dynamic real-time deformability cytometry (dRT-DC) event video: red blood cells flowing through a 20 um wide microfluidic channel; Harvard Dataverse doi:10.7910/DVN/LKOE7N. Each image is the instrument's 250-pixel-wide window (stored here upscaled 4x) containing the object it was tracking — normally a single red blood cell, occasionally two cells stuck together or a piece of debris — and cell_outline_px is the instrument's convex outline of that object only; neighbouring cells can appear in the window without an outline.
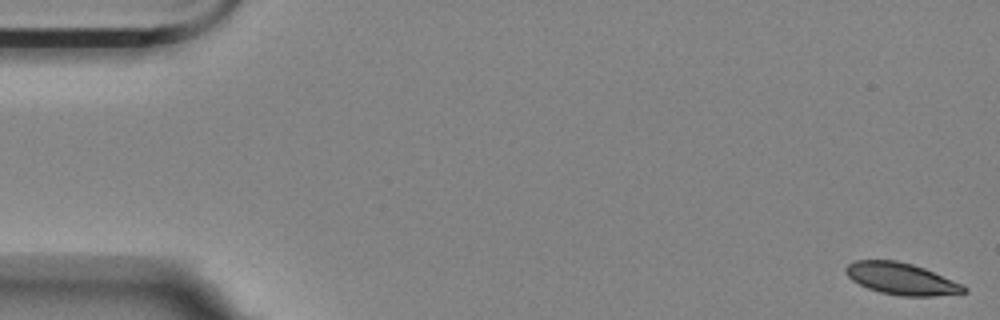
{"species": "Egyptian fruit bat (a non-hibernating species)", "species_latin": "Rousettus aegyptiacus", "temperature_condition": "room temperature", "stored_images_in_passage": 57, "camera_frame_rate_fps": 3000, "um_per_image_px": 0.085, "animal": {"sex": "female"}, "frame": {"image": 1, "passage_image": 1, "time_ms": 0.0, "image_size_px": [1000, 320], "cell_outline_px": [[968, 292], [932, 296], [900, 296], [880, 292], [868, 288], [852, 280], [844, 272], [844, 268], [848, 264], [856, 260], [896, 260], [912, 264], [924, 268], [964, 284], [968, 288]], "centroid_in_image_um": [76.63, 23.69], "position_along_channel_um": 8.4, "area_um2": 21.96}}
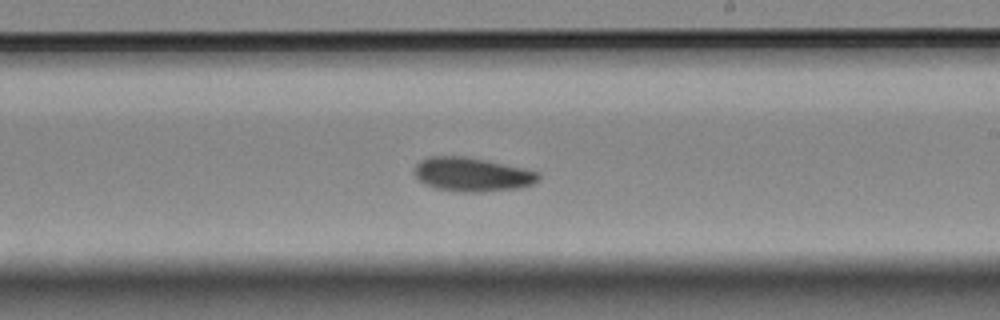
{"frame": {"image": 2, "passage_image": 33, "time_ms": 10.667, "image_size_px": [1000, 320], "cell_outline_px": [[540, 180], [532, 184], [520, 188], [480, 192], [460, 192], [436, 188], [424, 184], [416, 176], [416, 164], [420, 160], [428, 156], [464, 156], [484, 160], [540, 172]], "centroid_in_image_um": [40.14, 14.84], "position_along_channel_um": 248.9, "area_um2": 24.39}}
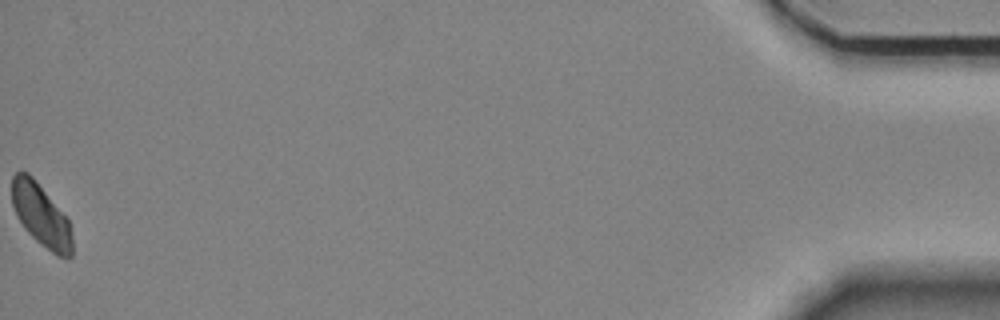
{"frame": {"image": 3, "passage_image": 57, "time_ms": 18.667, "image_size_px": [1000, 320], "cell_outline_px": [[72, 256], [68, 260], [56, 256], [40, 244], [24, 228], [16, 216], [12, 204], [12, 176], [20, 168], [28, 172], [36, 180], [68, 220], [72, 236]], "centroid_in_image_um": [3.47, 18.3], "position_along_channel_um": 431.7, "area_um2": 22.14}, "authors_computed_cell_mechanics": {"area_um2": 23.5246, "velocity_mm_per_s": 3.5015, "shape_relaxation_time_tau1_ms": 4.5658, "shape_relaxation_time_tau2_ms": 8.0561, "deformation_change_tau1": 0.0961, "deformation_change_tau2": 0.0848}}